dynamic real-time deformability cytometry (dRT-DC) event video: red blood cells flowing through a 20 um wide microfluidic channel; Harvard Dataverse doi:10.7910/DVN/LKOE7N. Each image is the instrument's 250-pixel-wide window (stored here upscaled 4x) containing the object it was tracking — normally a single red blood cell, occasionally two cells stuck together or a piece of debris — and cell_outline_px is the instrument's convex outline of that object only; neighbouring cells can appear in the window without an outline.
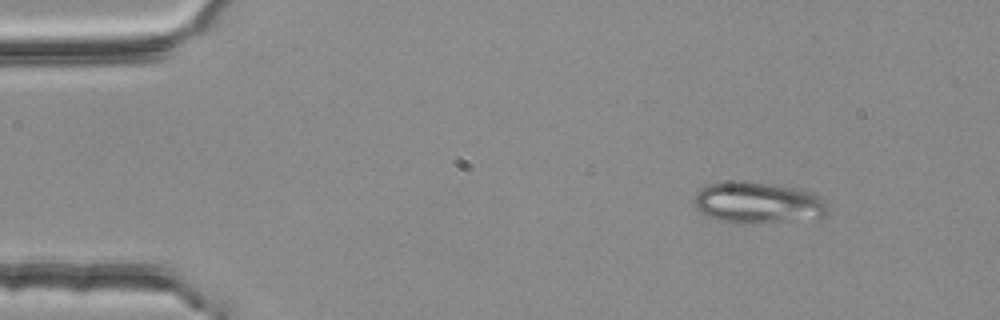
{"species": "common noctule bat (a hibernating species)", "species_latin": "Nyctalus noctula", "temperature_condition": "room temperature", "stored_images_in_passage": 3, "camera_frame_rate_fps": 3000, "um_per_image_px": 0.085, "animal": {"sex": "female", "body_mass_g": 25.1}, "frame": {"image": 1, "passage_image": 3, "time_ms": 0.667, "image_size_px": [1000, 320], "cell_outline_px": [[828, 216], [748, 224], [732, 224], [716, 220], [700, 212], [692, 204], [692, 200], [696, 192], [700, 188], [708, 184], [736, 180], [744, 180], [772, 184], [796, 188], [812, 192], [824, 196], [828, 200]], "centroid_in_image_um": [64.4, 17.22], "position_along_channel_um": 20.6, "area_um2": 33.0}}